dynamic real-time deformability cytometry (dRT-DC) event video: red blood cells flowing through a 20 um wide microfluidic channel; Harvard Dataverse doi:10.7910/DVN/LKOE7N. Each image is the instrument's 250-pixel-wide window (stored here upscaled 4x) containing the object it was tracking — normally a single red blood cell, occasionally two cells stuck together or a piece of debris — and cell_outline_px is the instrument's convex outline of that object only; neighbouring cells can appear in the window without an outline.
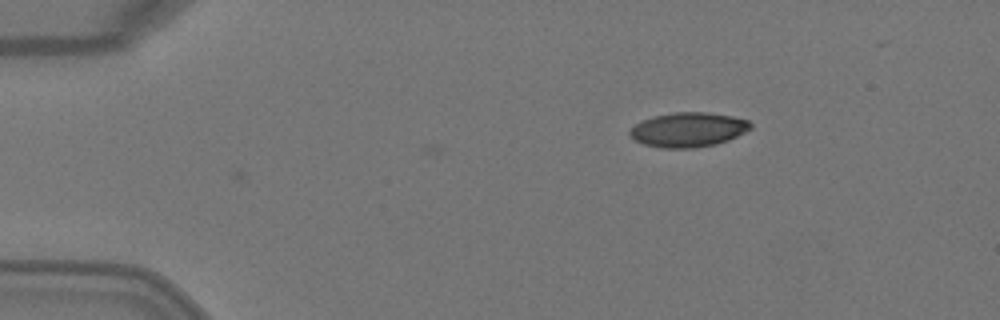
{"species": "Egyptian fruit bat (a non-hibernating species)", "species_latin": "Rousettus aegyptiacus", "temperature_condition": "warm", "stored_images_in_passage": 6, "camera_frame_rate_fps": 3000, "um_per_image_px": 0.085, "animal": {"sex": "female"}, "frame": {"image": 1, "passage_image": 6, "time_ms": 1.667, "image_size_px": [1000, 320], "cell_outline_px": [[752, 128], [728, 140], [716, 144], [692, 148], [660, 148], [644, 144], [636, 140], [628, 132], [640, 120], [652, 116], [672, 112], [708, 112], [732, 116], [748, 120], [752, 124]], "centroid_in_image_um": [58.49, 11.01], "position_along_channel_um": 26.5, "area_um2": 24.33}}